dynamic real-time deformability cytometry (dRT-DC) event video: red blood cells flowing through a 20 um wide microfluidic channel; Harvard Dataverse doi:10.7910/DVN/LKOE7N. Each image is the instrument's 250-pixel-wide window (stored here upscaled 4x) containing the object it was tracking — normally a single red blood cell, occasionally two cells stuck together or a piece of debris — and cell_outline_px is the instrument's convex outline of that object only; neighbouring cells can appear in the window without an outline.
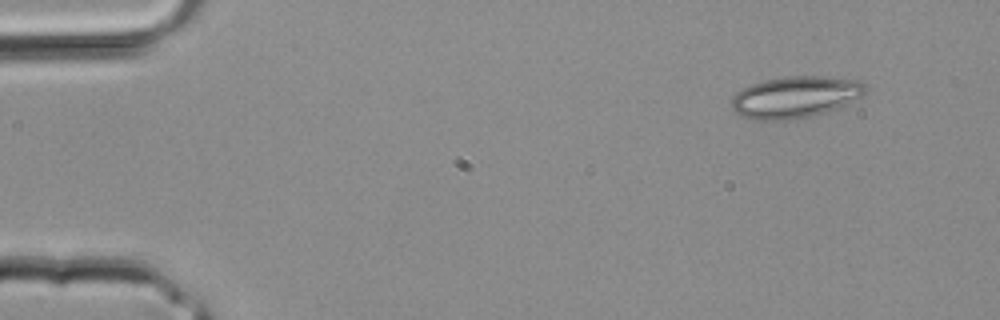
{"species": "common noctule bat (a hibernating species)", "species_latin": "Nyctalus noctula", "temperature_condition": "room temperature", "stored_images_in_passage": 4, "segment_of_instrument_passage": [1, 2], "camera_frame_rate_fps": 3000, "um_per_image_px": 0.085, "animal": {"sex": "male", "body_mass_g": 20.4}, "frame": {"image": 1, "passage_image": 1, "time_ms": 0.0, "image_size_px": [1000, 320], "cell_outline_px": [[868, 92], [844, 104], [824, 112], [812, 116], [788, 120], [756, 120], [744, 116], [736, 112], [732, 108], [732, 96], [740, 88], [764, 80], [784, 76], [824, 76], [864, 80], [868, 88]], "centroid_in_image_um": [67.61, 8.22], "position_along_channel_um": 17.4, "area_um2": 32.6}}